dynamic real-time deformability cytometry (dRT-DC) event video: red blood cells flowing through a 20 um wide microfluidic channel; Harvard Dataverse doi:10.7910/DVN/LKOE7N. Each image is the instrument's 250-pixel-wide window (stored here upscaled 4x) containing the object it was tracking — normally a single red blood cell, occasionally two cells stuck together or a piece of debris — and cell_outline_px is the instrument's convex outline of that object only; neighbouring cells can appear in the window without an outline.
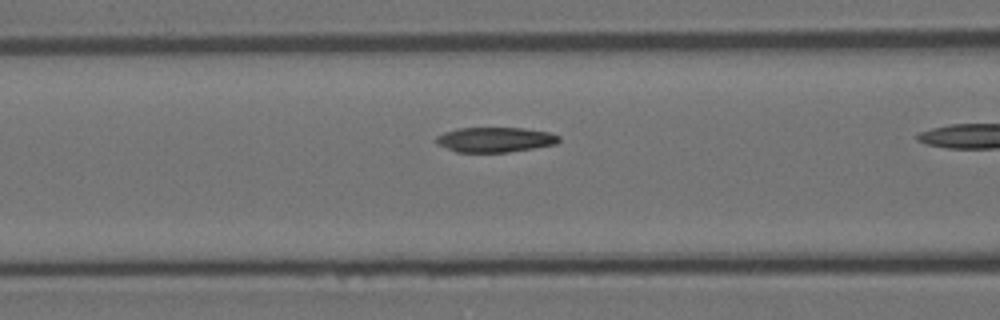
{"species": "Egyptian fruit bat (a non-hibernating species)", "species_latin": "Rousettus aegyptiacus", "temperature_condition": "room temperature", "stored_images_in_passage": 15, "camera_frame_rate_fps": 3000, "um_per_image_px": 0.085, "animal": {"sex": "female"}, "frame": {"image": 1, "passage_image": 11, "time_ms": 3.333, "image_size_px": [1000, 320], "cell_outline_px": [[560, 140], [556, 144], [508, 152], [456, 152], [436, 144], [436, 136], [444, 132], [456, 128], [524, 128], [548, 132], [560, 136]], "centroid_in_image_um": [42.05, 11.87], "position_along_channel_um": 124.5, "area_um2": 17.86}}